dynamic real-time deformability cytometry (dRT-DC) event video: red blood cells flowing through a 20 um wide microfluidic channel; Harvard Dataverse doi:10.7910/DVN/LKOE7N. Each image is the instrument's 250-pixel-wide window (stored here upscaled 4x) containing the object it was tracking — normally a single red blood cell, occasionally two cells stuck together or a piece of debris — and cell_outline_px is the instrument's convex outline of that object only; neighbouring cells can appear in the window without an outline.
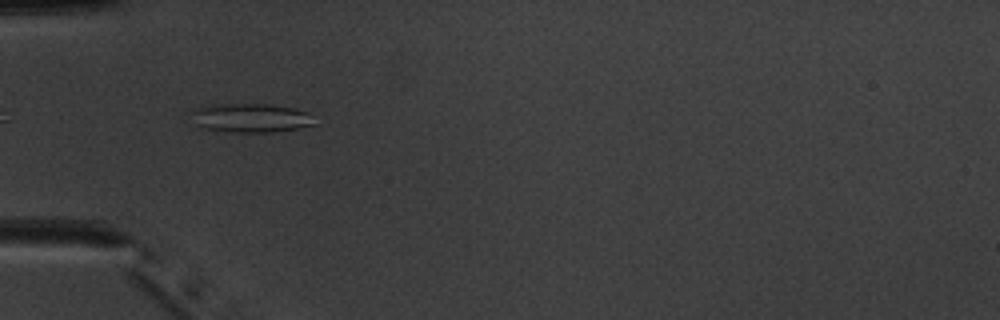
{"species": "common noctule bat (a hibernating species)", "species_latin": "Nyctalus noctula", "temperature_condition": "warm", "stored_images_in_passage": 37, "camera_frame_rate_fps": 3000, "um_per_image_px": 0.085, "animal": {"sex": "male", "body_mass_g": 20.1, "forearm_length_mm": 53.5}, "frame": {"image": 1, "passage_image": 3, "time_ms": 0.667, "image_size_px": [1000, 320], "cell_outline_px": [[316, 124], [300, 128], [272, 132], [236, 132], [204, 128], [196, 124], [188, 112], [196, 108], [224, 104], [264, 104], [292, 108], [308, 112]], "centroid_in_image_um": [21.31, 10.03], "position_along_channel_um": 63.7, "area_um2": 20.52}}
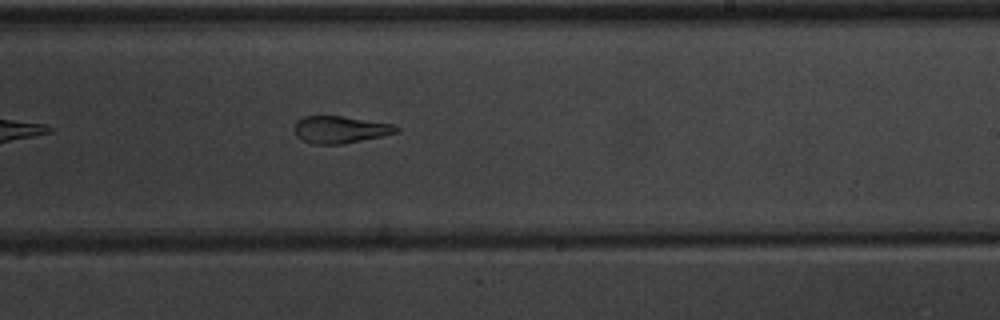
{"frame": {"image": 2, "passage_image": 18, "time_ms": 5.667, "image_size_px": [1000, 320], "cell_outline_px": [[400, 132], [344, 144], [312, 144], [300, 140], [296, 136], [292, 128], [296, 120], [304, 116], [340, 116], [392, 124], [400, 128]], "centroid_in_image_um": [28.85, 11.02], "position_along_channel_um": 260.1, "area_um2": 16.3}}
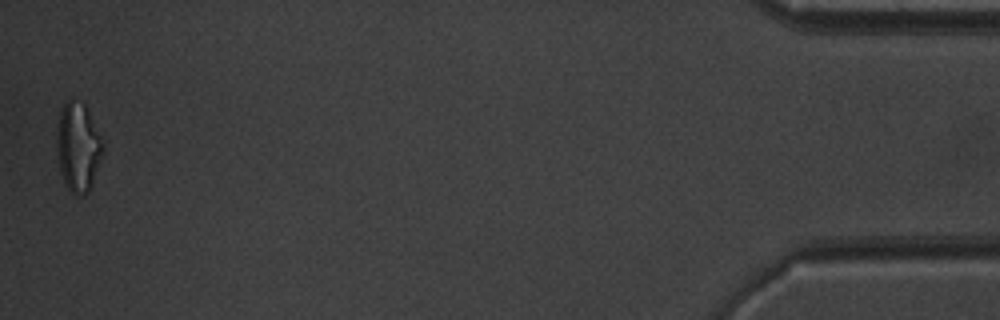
{"frame": {"image": 3, "passage_image": 37, "time_ms": 12.0, "image_size_px": [1000, 320], "cell_outline_px": [[104, 152], [92, 184], [88, 192], [84, 196], [76, 196], [64, 184], [60, 172], [56, 148], [56, 136], [60, 112], [64, 104], [72, 96], [84, 104], [104, 140]], "centroid_in_image_um": [6.65, 12.51], "position_along_channel_um": 428.6, "area_um2": 24.39}, "authors_computed_cell_mechanics": {"area_um2": 17.8602, "velocity_mm_per_s": 3.9829, "shape_relaxation_time_tau1_ms": null, "shape_relaxation_time_tau2_ms": 2.6193, "deformation_change_tau1": null, "deformation_change_tau2": 0.1228}}